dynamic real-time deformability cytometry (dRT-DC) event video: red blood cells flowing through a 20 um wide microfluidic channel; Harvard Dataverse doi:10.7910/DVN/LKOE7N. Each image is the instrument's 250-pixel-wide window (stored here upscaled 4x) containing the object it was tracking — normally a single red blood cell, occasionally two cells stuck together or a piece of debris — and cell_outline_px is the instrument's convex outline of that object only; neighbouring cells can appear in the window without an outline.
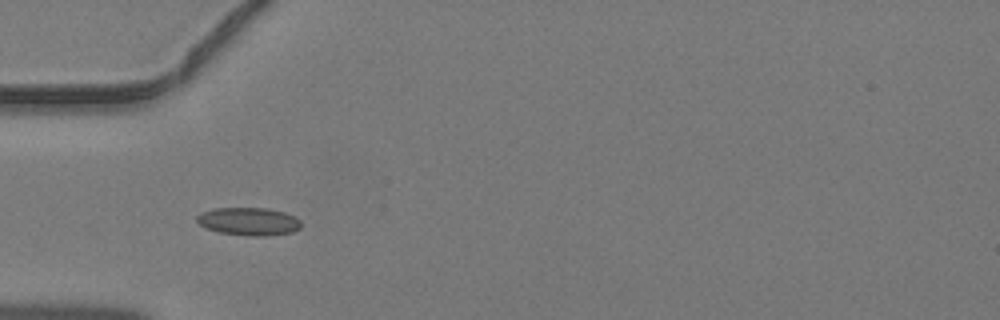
{"species": "common noctule bat (a hibernating species)", "species_latin": "Nyctalus noctula", "temperature_condition": "warm", "stored_images_in_passage": 32, "camera_frame_rate_fps": 3000, "um_per_image_px": 0.085, "animal": {"sex": "male", "body_mass_g": 19.2, "forearm_length_mm": 51.8}, "frame": {"image": 1, "passage_image": 1, "time_ms": 0.0, "image_size_px": [1000, 320], "cell_outline_px": [[300, 228], [292, 232], [268, 236], [248, 236], [220, 232], [204, 228], [196, 220], [196, 216], [200, 212], [212, 208], [268, 208], [284, 212], [296, 216], [300, 220]], "centroid_in_image_um": [21.13, 18.82], "position_along_channel_um": 63.9, "area_um2": 17.17}}
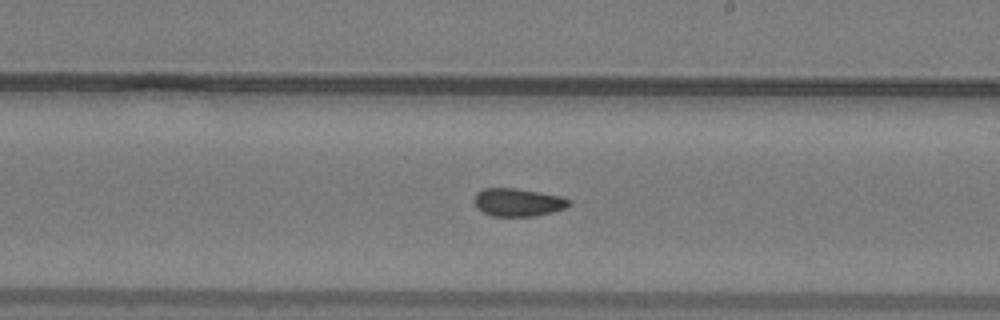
{"frame": {"image": 2, "passage_image": 13, "time_ms": 4.0, "image_size_px": [1000, 320], "cell_outline_px": [[572, 204], [564, 208], [552, 212], [536, 216], [492, 216], [476, 208], [476, 192], [484, 188], [516, 188], [564, 196], [572, 200]], "centroid_in_image_um": [44.09, 17.19], "position_along_channel_um": 244.9, "area_um2": 15.55}}
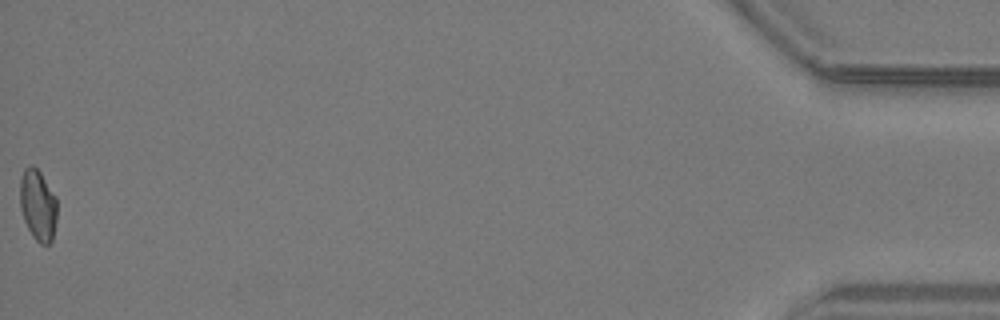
{"frame": {"image": 3, "passage_image": 32, "time_ms": 10.333, "image_size_px": [1000, 320], "cell_outline_px": [[56, 220], [52, 240], [48, 244], [40, 244], [32, 236], [24, 220], [20, 208], [20, 180], [24, 168], [32, 164], [40, 172], [56, 196]], "centroid_in_image_um": [3.21, 17.43], "position_along_channel_um": 432.0, "area_um2": 15.37}}